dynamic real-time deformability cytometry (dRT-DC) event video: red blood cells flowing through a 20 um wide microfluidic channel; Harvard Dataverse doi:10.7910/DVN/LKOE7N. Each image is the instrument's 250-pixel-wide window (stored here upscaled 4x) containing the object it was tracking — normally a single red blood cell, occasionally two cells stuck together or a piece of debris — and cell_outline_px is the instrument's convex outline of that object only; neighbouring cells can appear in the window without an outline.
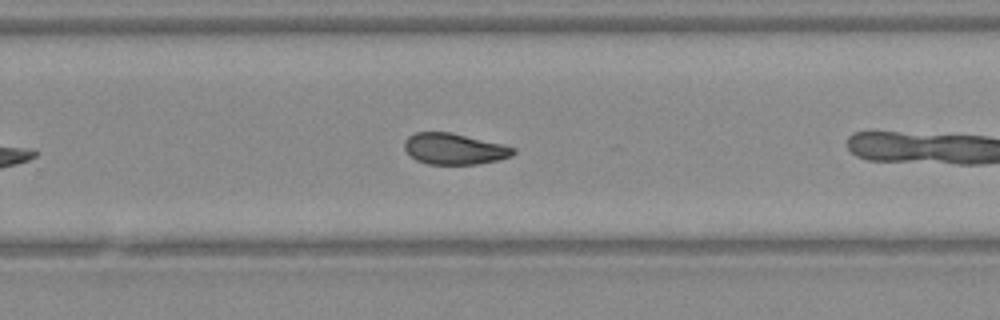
{"species": "Egyptian fruit bat (a non-hibernating species)", "species_latin": "Rousettus aegyptiacus", "temperature_condition": "warm", "stored_images_in_passage": 19, "segment_of_instrument_passage": [2, 2], "camera_frame_rate_fps": 3000, "um_per_image_px": 0.085, "animal": {"sex": "female"}, "frame": {"image": 1, "passage_image": 18, "time_ms": 5.667, "image_size_px": [1000, 320], "cell_outline_px": [[516, 152], [512, 156], [500, 160], [476, 164], [428, 164], [416, 160], [404, 148], [404, 140], [408, 136], [416, 132], [452, 132], [516, 148]], "centroid_in_image_um": [38.61, 12.65], "position_along_channel_um": 291.2, "area_um2": 19.71}}